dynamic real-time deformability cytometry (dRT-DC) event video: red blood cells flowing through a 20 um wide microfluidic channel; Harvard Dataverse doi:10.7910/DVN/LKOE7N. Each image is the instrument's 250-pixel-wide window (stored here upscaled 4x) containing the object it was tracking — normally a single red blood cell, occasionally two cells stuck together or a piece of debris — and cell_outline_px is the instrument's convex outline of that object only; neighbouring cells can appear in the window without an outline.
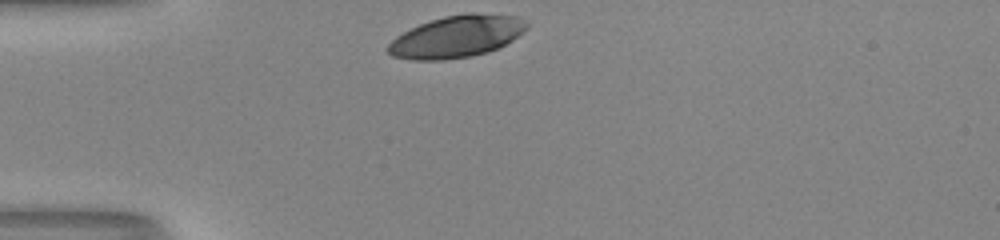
{"species": "human", "species_latin": "Homo sapiens", "temperature_condition": "room temperature", "stored_images_in_passage": 29, "camera_frame_rate_fps": 3000, "um_per_image_px": 0.085, "donor": {"sex": "male"}, "frame": {"image": 1, "passage_image": 1, "time_ms": 0.0, "image_size_px": [1000, 240], "cell_outline_px": [[528, 28], [512, 40], [500, 48], [488, 52], [472, 56], [444, 60], [412, 60], [392, 56], [384, 48], [396, 36], [420, 24], [444, 16], [468, 12], [472, 12], [520, 16], [528, 20]], "centroid_in_image_um": [38.85, 3.1], "position_along_channel_um": 46.1, "area_um2": 34.33}}
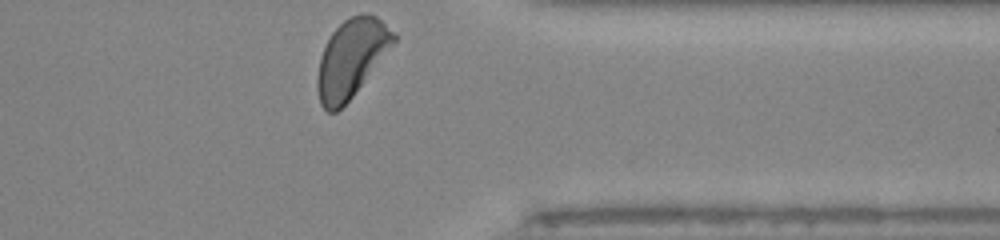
{"frame": {"image": 2, "passage_image": 29, "time_ms": 9.333, "image_size_px": [1000, 240], "cell_outline_px": [[396, 40], [352, 96], [336, 112], [328, 112], [320, 104], [316, 88], [316, 80], [320, 56], [332, 32], [344, 20], [360, 12], [368, 12], [376, 16], [396, 32]], "centroid_in_image_um": [29.84, 4.92], "position_along_channel_um": 381.6, "area_um2": 34.28}, "authors_computed_cell_mechanics": {"area_um2": 34.391, "velocity_mm_per_s": 3.935, "shape_relaxation_time_tau1_ms": 2.873, "shape_relaxation_time_tau2_ms": null, "deformation_change_tau1": 0.1525, "deformation_change_tau2": null}}